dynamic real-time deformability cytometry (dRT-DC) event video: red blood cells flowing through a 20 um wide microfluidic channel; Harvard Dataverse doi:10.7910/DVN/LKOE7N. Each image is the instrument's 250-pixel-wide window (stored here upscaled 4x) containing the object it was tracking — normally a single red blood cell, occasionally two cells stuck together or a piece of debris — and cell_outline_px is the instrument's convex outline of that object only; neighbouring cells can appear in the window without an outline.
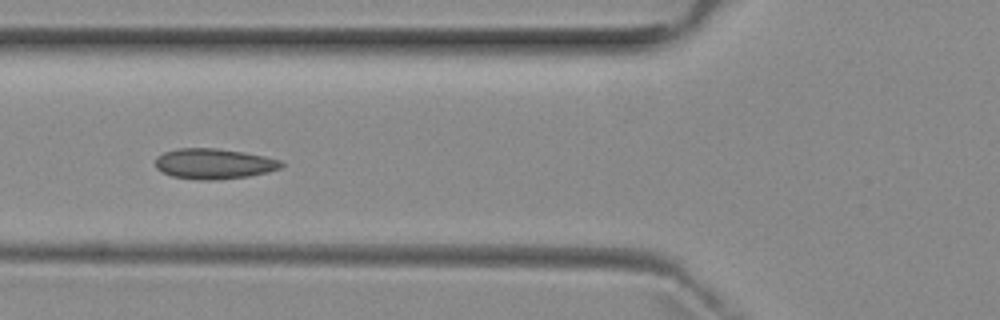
{"species": "common noctule bat (a hibernating species)", "species_latin": "Nyctalus noctula", "temperature_condition": "room temperature", "stored_images_in_passage": 6, "camera_frame_rate_fps": 3000, "um_per_image_px": 0.085, "animal": {"sex": "female", "body_mass_g": 29.2, "forearm_length_mm": 56.3}, "frame": {"image": 1, "passage_image": 5, "time_ms": 4.333, "image_size_px": [1000, 320], "cell_outline_px": [[284, 164], [280, 168], [268, 172], [248, 176], [216, 180], [196, 180], [172, 176], [156, 168], [156, 156], [164, 152], [176, 148], [216, 148], [244, 152], [264, 156], [280, 160]], "centroid_in_image_um": [18.17, 13.92], "position_along_channel_um": 107.6, "area_um2": 22.37}}
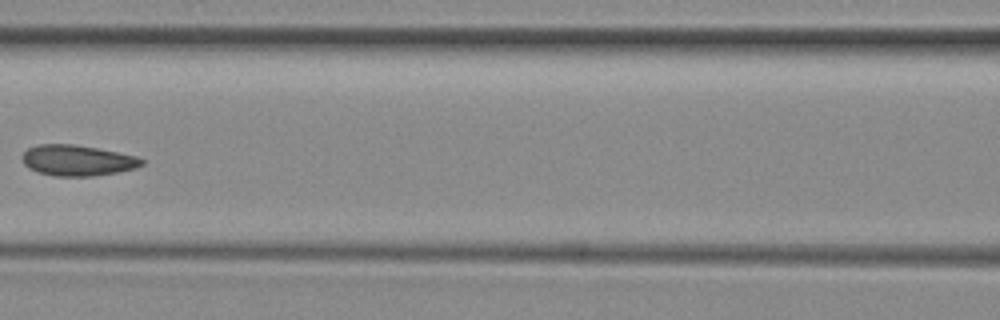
{"frame": {"image": 2, "passage_image": 6, "time_ms": 5.667, "image_size_px": [1000, 320], "cell_outline_px": [[144, 164], [136, 168], [116, 172], [92, 176], [56, 176], [40, 172], [28, 168], [24, 164], [24, 152], [28, 148], [40, 144], [76, 144], [136, 156], [144, 160]], "centroid_in_image_um": [6.59, 13.63], "position_along_channel_um": 160.0, "area_um2": 21.15}}